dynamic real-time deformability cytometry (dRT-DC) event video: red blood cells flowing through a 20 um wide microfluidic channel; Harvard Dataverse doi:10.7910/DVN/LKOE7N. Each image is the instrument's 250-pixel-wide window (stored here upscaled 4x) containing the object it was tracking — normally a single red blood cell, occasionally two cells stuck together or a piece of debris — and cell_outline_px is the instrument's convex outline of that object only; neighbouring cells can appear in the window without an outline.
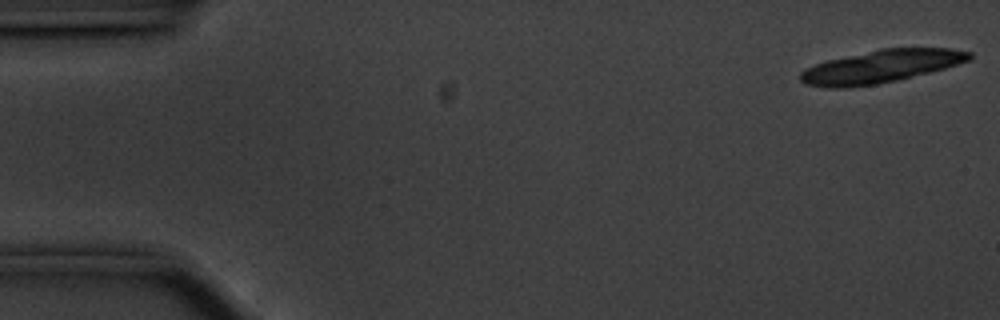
{"species": "common noctule bat (a hibernating species)", "species_latin": "Nyctalus noctula", "temperature_condition": "cold", "stored_images_in_passage": 18, "camera_frame_rate_fps": 3000, "um_per_image_px": 0.085, "animal": {"sex": "male", "body_mass_g": 20.1, "forearm_length_mm": 53.5}, "frame": {"image": 1, "passage_image": 1, "time_ms": 0.0, "image_size_px": [1000, 320], "cell_outline_px": [[972, 60], [944, 68], [896, 80], [876, 84], [844, 88], [828, 88], [804, 84], [800, 80], [800, 72], [804, 68], [828, 60], [880, 48], [948, 48], [972, 52]], "centroid_in_image_um": [74.86, 5.65], "position_along_channel_um": 10.1, "area_um2": 32.14}}